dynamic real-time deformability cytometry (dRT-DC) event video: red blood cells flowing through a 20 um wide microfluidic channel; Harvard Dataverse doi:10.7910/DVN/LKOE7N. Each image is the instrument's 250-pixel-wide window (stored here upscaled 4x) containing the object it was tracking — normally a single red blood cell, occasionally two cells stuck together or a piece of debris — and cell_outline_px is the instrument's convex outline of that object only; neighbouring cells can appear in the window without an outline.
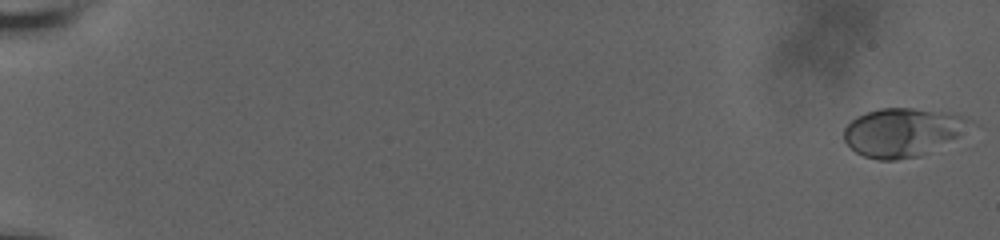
{"species": "human", "species_latin": "Homo sapiens", "temperature_condition": "room temperature", "stored_images_in_passage": 46, "camera_frame_rate_fps": 3000, "um_per_image_px": 0.085, "donor": {"sex": "male"}, "frame": {"image": 1, "passage_image": 1, "time_ms": 0.0, "image_size_px": [1000, 240], "cell_outline_px": [[980, 124], [920, 156], [896, 160], [880, 160], [864, 156], [856, 152], [844, 140], [844, 128], [856, 116], [880, 108], [912, 108], [948, 112], [964, 116], [976, 120]], "centroid_in_image_um": [76.8, 11.22], "position_along_channel_um": 8.2, "area_um2": 35.89}}
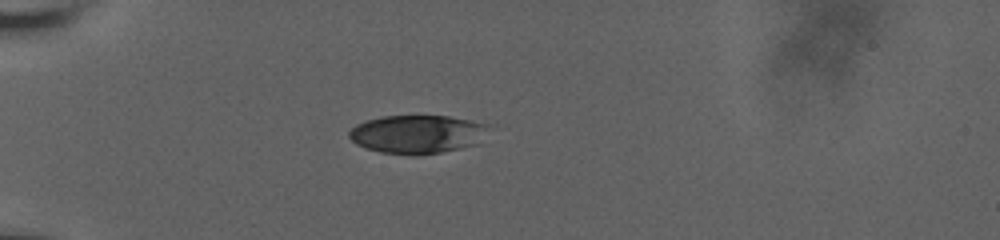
{"frame": {"image": 2, "passage_image": 33, "time_ms": 6.333, "image_size_px": [1000, 240], "cell_outline_px": [[488, 124], [480, 144], [440, 152], [380, 152], [364, 148], [356, 144], [348, 136], [348, 132], [356, 124], [380, 116], [448, 116]], "centroid_in_image_um": [35.45, 11.37], "position_along_channel_um": 49.6, "area_um2": 30.4}}
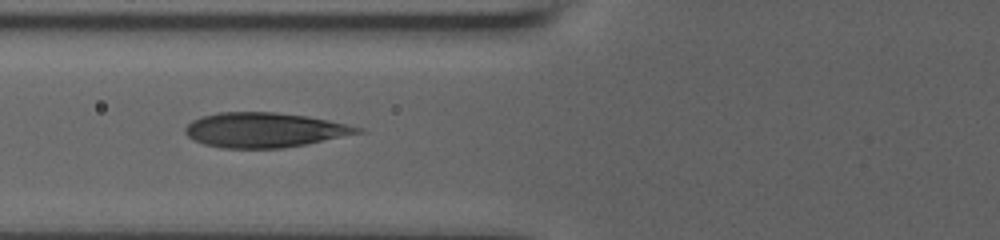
{"frame": {"image": 3, "passage_image": 45, "time_ms": 8.667, "image_size_px": [1000, 240], "cell_outline_px": [[364, 132], [308, 144], [284, 148], [220, 148], [204, 144], [188, 136], [184, 132], [184, 128], [192, 120], [200, 116], [220, 112], [276, 112], [308, 116], [328, 120], [364, 128]], "centroid_in_image_um": [22.48, 11.05], "position_along_channel_um": 103.3, "area_um2": 35.08}}